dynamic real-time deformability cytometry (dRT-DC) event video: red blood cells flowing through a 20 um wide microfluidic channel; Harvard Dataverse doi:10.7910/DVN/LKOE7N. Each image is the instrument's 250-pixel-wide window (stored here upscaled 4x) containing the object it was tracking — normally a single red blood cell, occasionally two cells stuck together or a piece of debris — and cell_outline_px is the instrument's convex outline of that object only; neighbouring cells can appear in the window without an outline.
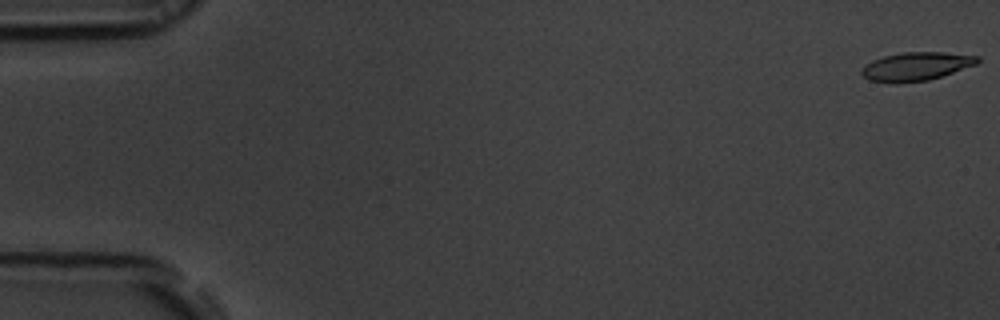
{"species": "common noctule bat (a hibernating species)", "species_latin": "Nyctalus noctula", "temperature_condition": "room temperature", "stored_images_in_passage": 54, "camera_frame_rate_fps": 3000, "um_per_image_px": 0.085, "animal": {"sex": "male", "body_mass_g": 19.5, "forearm_length_mm": 54.6}, "frame": {"image": 1, "passage_image": 1, "time_ms": 0.0, "image_size_px": [1000, 320], "cell_outline_px": [[980, 60], [976, 64], [928, 80], [896, 84], [892, 84], [868, 80], [860, 72], [864, 64], [872, 60], [884, 56], [904, 52], [944, 52], [980, 56]], "centroid_in_image_um": [77.82, 5.65], "position_along_channel_um": 7.2, "area_um2": 19.31}}
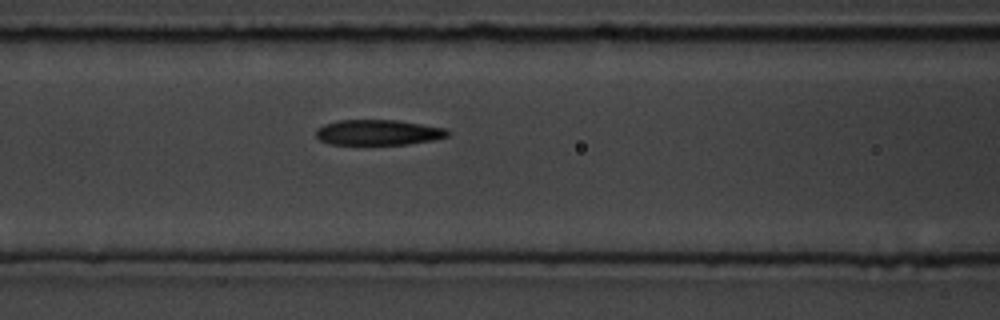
{"frame": {"image": 2, "passage_image": 23, "time_ms": 7.333, "image_size_px": [1000, 320], "cell_outline_px": [[452, 132], [448, 136], [432, 140], [408, 144], [328, 144], [320, 140], [316, 136], [316, 128], [324, 124], [340, 120], [396, 120], [448, 128]], "centroid_in_image_um": [32.17, 11.25], "position_along_channel_um": 134.4, "area_um2": 19.59}}
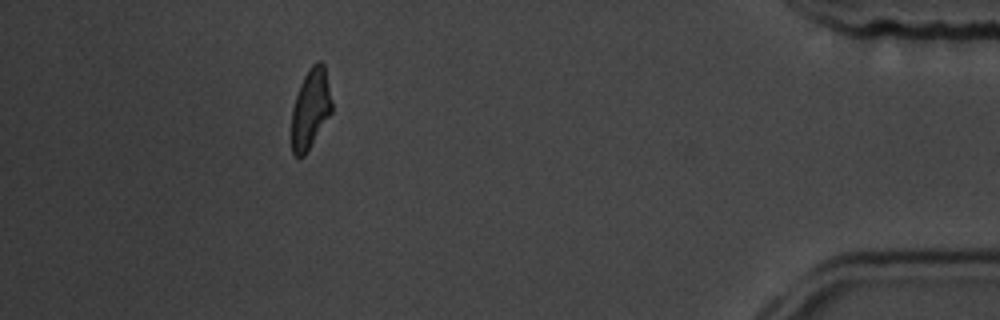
{"frame": {"image": 3, "passage_image": 49, "time_ms": 16.0, "image_size_px": [1000, 320], "cell_outline_px": [[332, 112], [304, 156], [296, 156], [292, 152], [292, 108], [300, 84], [308, 68], [316, 60], [320, 60], [324, 64], [332, 100]], "centroid_in_image_um": [26.4, 9.2], "position_along_channel_um": 408.8, "area_um2": 18.67}, "authors_computed_cell_mechanics": {"area_um2": 19.8543, "velocity_mm_per_s": 3.7951, "shape_relaxation_time_tau1_ms": 3.8172, "shape_relaxation_time_tau2_ms": 5.1127, "deformation_change_tau1": 0.1617, "deformation_change_tau2": 0.12}}